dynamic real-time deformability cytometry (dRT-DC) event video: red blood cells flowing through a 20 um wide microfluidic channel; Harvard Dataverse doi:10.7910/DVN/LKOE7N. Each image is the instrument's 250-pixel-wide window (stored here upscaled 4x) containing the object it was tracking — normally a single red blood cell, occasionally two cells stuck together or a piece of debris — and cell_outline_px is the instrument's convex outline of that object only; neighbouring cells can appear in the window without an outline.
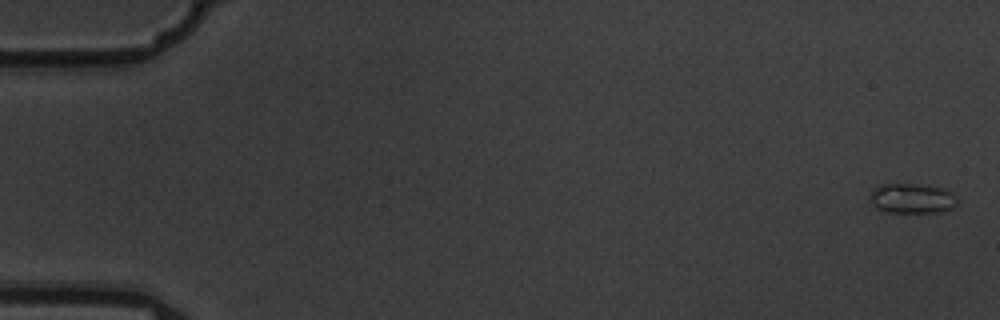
{"species": "common noctule bat (a hibernating species)", "species_latin": "Nyctalus noctula", "temperature_condition": "warm", "stored_images_in_passage": 9, "camera_frame_rate_fps": 3000, "um_per_image_px": 0.085, "animal": {"sex": "male", "body_mass_g": 19.5, "forearm_length_mm": 54.6}, "frame": {"image": 1, "passage_image": 1, "time_ms": 0.0, "image_size_px": [1000, 320], "cell_outline_px": [[960, 200], [952, 208], [940, 212], [888, 212], [876, 208], [872, 204], [868, 196], [880, 184], [920, 184], [948, 188]], "centroid_in_image_um": [77.57, 16.85], "position_along_channel_um": 7.4, "area_um2": 15.49}}
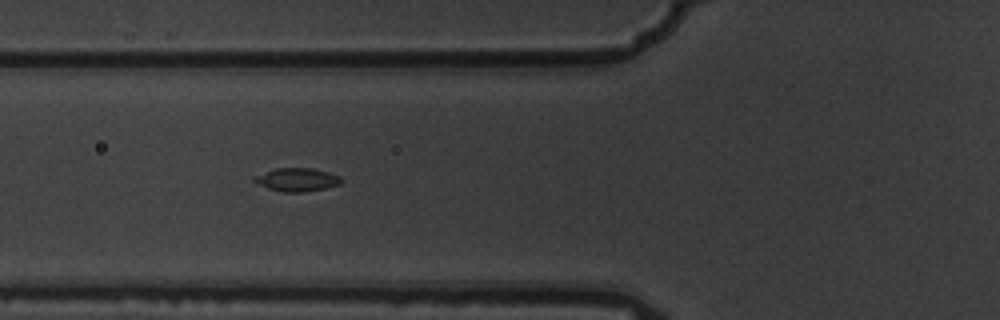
{"frame": {"image": 2, "passage_image": 7, "time_ms": 2.0, "image_size_px": [1000, 320], "cell_outline_px": [[344, 180], [340, 184], [324, 188], [304, 192], [284, 192], [268, 188], [256, 184], [252, 180], [252, 176], [276, 168], [312, 168], [328, 172], [340, 176]], "centroid_in_image_um": [25.21, 15.27], "position_along_channel_um": 100.6, "area_um2": 11.91}}
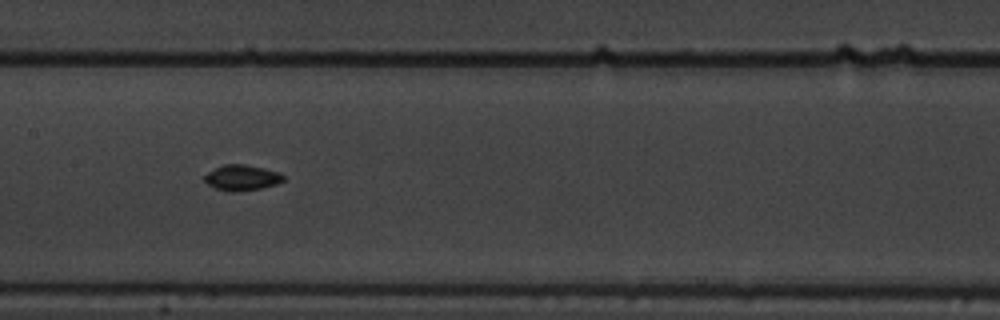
{"frame": {"image": 3, "passage_image": 9, "time_ms": 2.667, "image_size_px": [1000, 320], "cell_outline_px": [[284, 180], [276, 184], [260, 188], [232, 192], [216, 188], [208, 184], [204, 180], [204, 176], [208, 172], [224, 164], [244, 164], [264, 168], [280, 172], [284, 176]], "centroid_in_image_um": [20.57, 15.09], "position_along_channel_um": 186.8, "area_um2": 11.62}}